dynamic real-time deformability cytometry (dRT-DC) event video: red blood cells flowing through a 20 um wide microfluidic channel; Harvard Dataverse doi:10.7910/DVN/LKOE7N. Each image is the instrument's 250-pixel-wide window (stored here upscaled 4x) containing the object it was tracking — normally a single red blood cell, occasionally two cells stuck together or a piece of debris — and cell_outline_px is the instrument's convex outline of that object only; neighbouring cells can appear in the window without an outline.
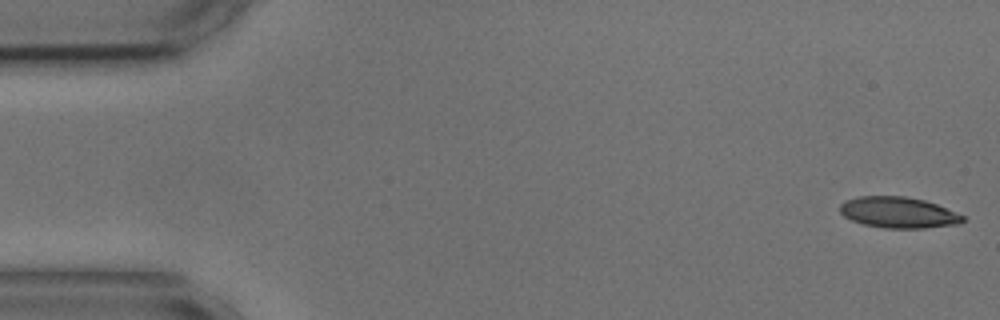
{"species": "common noctule bat (a hibernating species)", "species_latin": "Nyctalus noctula", "temperature_condition": "cold", "stored_images_in_passage": 55, "camera_frame_rate_fps": 3000, "um_per_image_px": 0.085, "animal": {"sex": "male", "body_mass_g": 17.9, "forearm_length_mm": 54.2}, "frame": {"image": 1, "passage_image": 1, "time_ms": 0.0, "image_size_px": [1000, 320], "cell_outline_px": [[964, 220], [960, 224], [924, 228], [884, 228], [864, 224], [852, 220], [844, 216], [840, 212], [840, 204], [844, 200], [860, 196], [904, 196], [924, 200], [936, 204], [964, 216]], "centroid_in_image_um": [76.34, 18.06], "position_along_channel_um": 8.7, "area_um2": 22.14}}
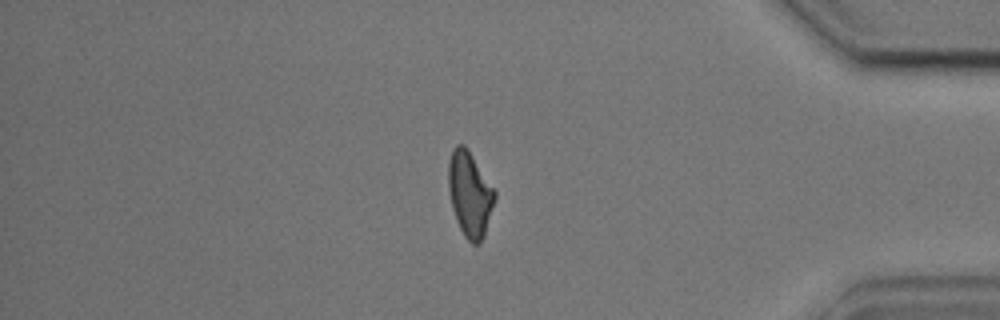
{"frame": {"image": 2, "passage_image": 46, "time_ms": 15.0, "image_size_px": [1000, 320], "cell_outline_px": [[496, 200], [484, 236], [480, 244], [472, 244], [464, 236], [456, 220], [452, 208], [448, 188], [448, 160], [452, 148], [456, 144], [464, 144], [468, 148], [496, 192]], "centroid_in_image_um": [39.93, 16.48], "position_along_channel_um": 395.3, "area_um2": 23.29}}
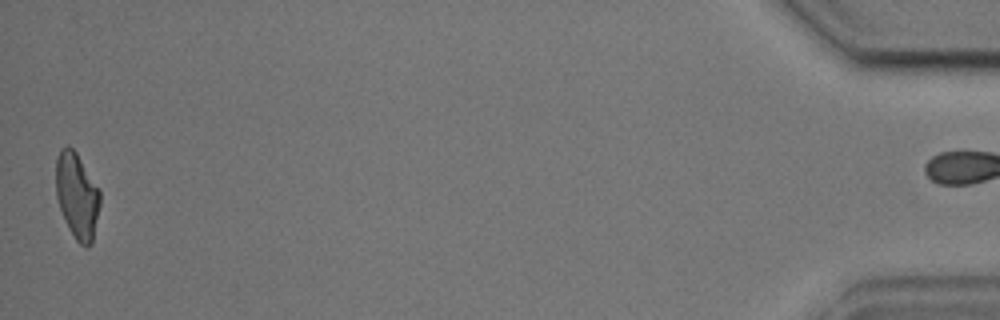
{"frame": {"image": 3, "passage_image": 54, "time_ms": 17.667, "image_size_px": [1000, 320], "cell_outline_px": [[100, 204], [92, 244], [88, 248], [84, 248], [76, 240], [68, 228], [60, 208], [56, 196], [56, 156], [60, 148], [68, 144], [76, 152], [100, 188]], "centroid_in_image_um": [6.55, 16.63], "position_along_channel_um": 428.6, "area_um2": 22.43}, "authors_computed_cell_mechanics": {"area_um2": 22.9466, "velocity_mm_per_s": 3.6052, "shape_relaxation_time_tau1_ms": 10.4078, "shape_relaxation_time_tau2_ms": 3.8582, "deformation_change_tau1": 0.2291, "deformation_change_tau2": 0.1277}}